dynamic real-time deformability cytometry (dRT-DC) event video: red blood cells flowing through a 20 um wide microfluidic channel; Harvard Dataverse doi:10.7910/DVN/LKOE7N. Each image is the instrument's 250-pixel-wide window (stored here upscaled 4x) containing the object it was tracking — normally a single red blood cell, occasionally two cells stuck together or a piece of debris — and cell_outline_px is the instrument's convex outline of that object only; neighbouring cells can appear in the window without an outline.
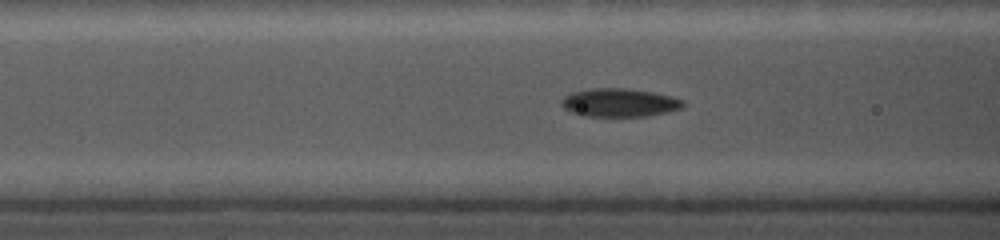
{"species": "common noctule bat (a hibernating species)", "species_latin": "Nyctalus noctula", "temperature_condition": "cold", "stored_images_in_passage": 25, "camera_frame_rate_fps": 5000, "um_per_image_px": 0.085, "animal": {"sex": "female", "body_mass_g": 19.0, "forearm_length_mm": 56.7}, "frame": {"image": 1, "passage_image": 5, "time_ms": 1.6, "image_size_px": [1000, 240], "cell_outline_px": [[688, 104], [680, 108], [668, 112], [648, 116], [584, 116], [572, 112], [564, 108], [560, 104], [560, 100], [564, 96], [572, 92], [592, 88], [628, 88], [652, 92], [672, 96], [684, 100]], "centroid_in_image_um": [52.67, 8.72], "position_along_channel_um": 113.9, "area_um2": 20.29}}
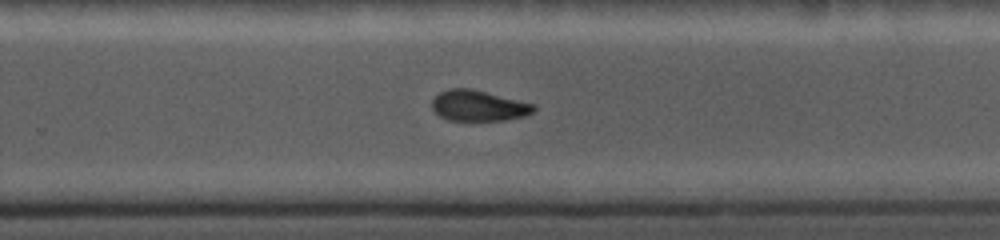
{"frame": {"image": 2, "passage_image": 16, "time_ms": 6.2, "image_size_px": [1000, 240], "cell_outline_px": [[536, 108], [532, 112], [524, 116], [504, 120], [448, 120], [440, 116], [432, 108], [432, 100], [440, 92], [448, 88], [468, 88], [536, 104]], "centroid_in_image_um": [40.67, 8.98], "position_along_channel_um": 289.1, "area_um2": 18.03}}
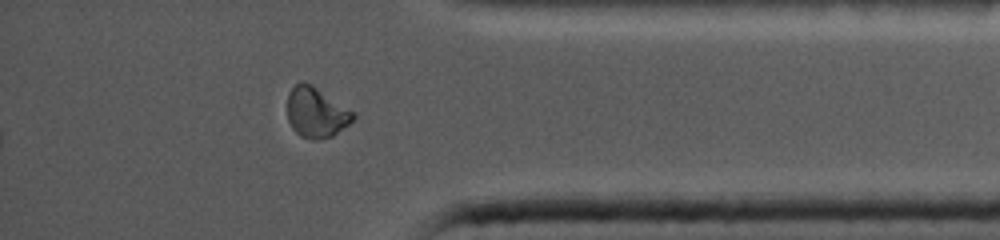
{"frame": {"image": 3, "passage_image": 24, "time_ms": 9.4, "image_size_px": [1000, 240], "cell_outline_px": [[356, 116], [348, 124], [332, 136], [320, 140], [312, 140], [300, 136], [292, 128], [288, 120], [288, 92], [296, 84], [312, 84], [352, 112]], "centroid_in_image_um": [26.84, 9.6], "position_along_channel_um": 408.4, "area_um2": 18.79}}